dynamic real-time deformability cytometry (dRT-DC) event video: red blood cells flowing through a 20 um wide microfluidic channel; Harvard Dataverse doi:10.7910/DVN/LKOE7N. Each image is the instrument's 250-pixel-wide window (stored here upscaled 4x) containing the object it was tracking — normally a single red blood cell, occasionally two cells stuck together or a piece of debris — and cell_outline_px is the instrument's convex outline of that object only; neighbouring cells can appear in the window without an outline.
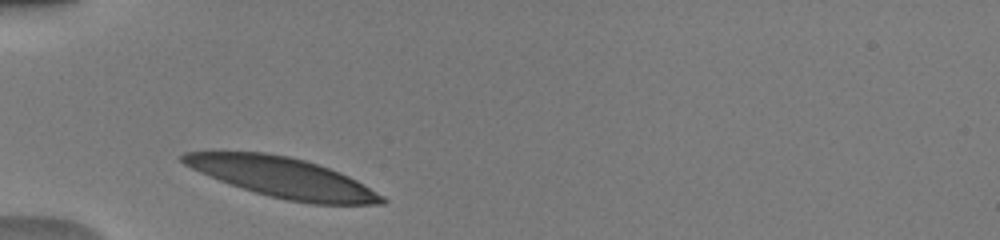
{"species": "human", "species_latin": "Homo sapiens", "temperature_condition": "warm", "stored_images_in_passage": 29, "camera_frame_rate_fps": 3000, "um_per_image_px": 0.085, "donor": {"sex": "male"}, "frame": {"image": 1, "passage_image": 1, "time_ms": 0.0, "image_size_px": [1000, 240], "cell_outline_px": [[388, 200], [384, 204], [312, 204], [288, 200], [256, 192], [208, 176], [184, 164], [180, 160], [180, 156], [184, 152], [264, 152], [288, 156], [304, 160], [340, 172], [356, 180], [384, 196]], "centroid_in_image_um": [24.05, 15.09], "position_along_channel_um": 61.0, "area_um2": 45.72}}
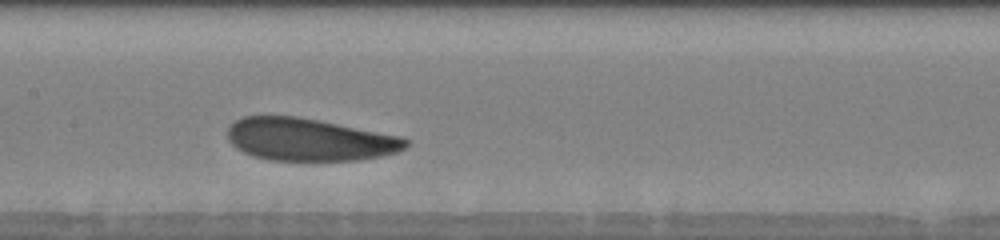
{"frame": {"image": 2, "passage_image": 11, "time_ms": 3.333, "image_size_px": [1000, 240], "cell_outline_px": [[408, 144], [404, 148], [396, 152], [380, 156], [356, 160], [268, 160], [252, 156], [236, 148], [228, 140], [228, 124], [244, 116], [296, 116], [400, 136], [408, 140]], "centroid_in_image_um": [26.23, 11.86], "position_along_channel_um": 181.2, "area_um2": 43.87}}
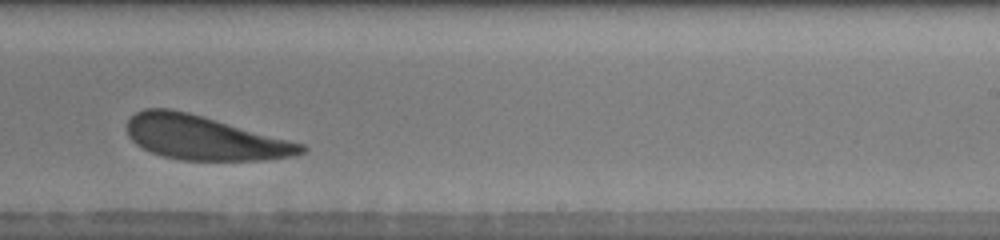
{"frame": {"image": 3, "passage_image": 18, "time_ms": 5.667, "image_size_px": [1000, 240], "cell_outline_px": [[308, 148], [304, 152], [292, 156], [264, 160], [180, 160], [164, 156], [152, 152], [136, 144], [128, 136], [128, 120], [136, 112], [144, 108], [168, 108], [188, 112], [304, 144]], "centroid_in_image_um": [17.36, 11.71], "position_along_channel_um": 271.6, "area_um2": 44.39}, "authors_computed_cell_mechanics": {"area_um2": 45.1996, "velocity_mm_per_s": 3.8894, "shape_relaxation_time_tau1_ms": 1.2632, "shape_relaxation_time_tau2_ms": 3.0746, "deformation_change_tau1": 0.0928, "deformation_change_tau2": 0.1357}}